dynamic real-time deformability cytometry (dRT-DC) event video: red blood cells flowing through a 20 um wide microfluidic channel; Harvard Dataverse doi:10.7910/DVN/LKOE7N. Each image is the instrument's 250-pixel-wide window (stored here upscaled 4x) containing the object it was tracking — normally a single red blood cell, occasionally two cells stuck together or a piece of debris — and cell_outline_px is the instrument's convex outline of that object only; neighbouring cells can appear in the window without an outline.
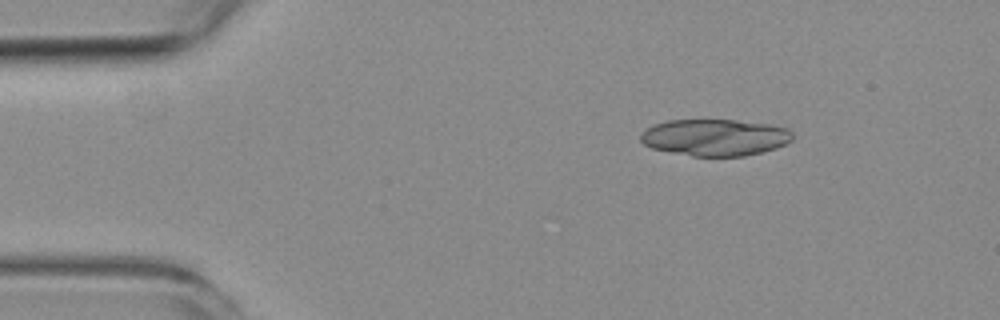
{"species": "common noctule bat (a hibernating species)", "species_latin": "Nyctalus noctula", "temperature_condition": "room temperature", "stored_images_in_passage": 5, "segment_of_instrument_passage": [1, 2], "camera_frame_rate_fps": 3000, "um_per_image_px": 0.085, "animal": {"sex": "female", "body_mass_g": 19.3, "forearm_length_mm": 54.1}, "frame": {"image": 1, "passage_image": 2, "time_ms": 1.333, "image_size_px": [1000, 320], "cell_outline_px": [[792, 140], [788, 144], [764, 152], [744, 156], [692, 156], [652, 148], [644, 144], [640, 140], [640, 132], [656, 124], [668, 120], [736, 120], [768, 124], [788, 128], [792, 132]], "centroid_in_image_um": [60.8, 11.68], "position_along_channel_um": 24.2, "area_um2": 32.6}}